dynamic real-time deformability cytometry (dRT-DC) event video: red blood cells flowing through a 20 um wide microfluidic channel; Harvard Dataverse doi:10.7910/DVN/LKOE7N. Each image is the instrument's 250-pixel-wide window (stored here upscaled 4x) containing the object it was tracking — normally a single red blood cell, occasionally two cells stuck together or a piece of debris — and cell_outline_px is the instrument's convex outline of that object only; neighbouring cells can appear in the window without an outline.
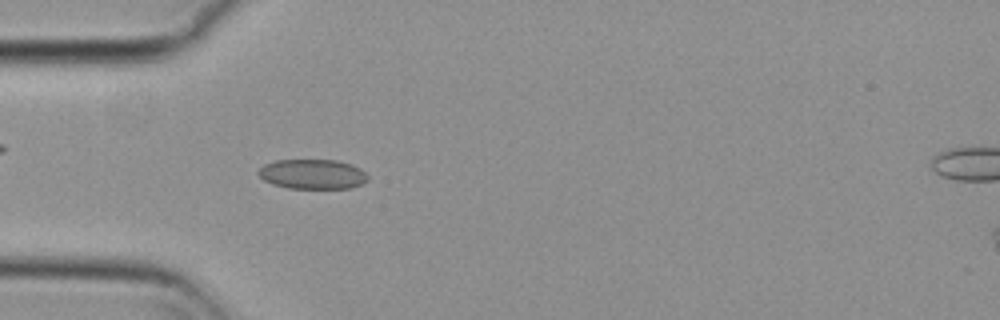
{"species": "common noctule bat (a hibernating species)", "species_latin": "Nyctalus noctula", "temperature_condition": "cold", "stored_images_in_passage": 55, "camera_frame_rate_fps": 3000, "um_per_image_px": 0.085, "animal": {"sex": "female", "body_mass_g": 29.2, "forearm_length_mm": 56.3}, "frame": {"image": 1, "passage_image": 16, "time_ms": 5.0, "image_size_px": [1000, 320], "cell_outline_px": [[368, 180], [352, 188], [288, 188], [272, 184], [264, 180], [256, 172], [264, 164], [276, 160], [336, 160], [352, 164], [360, 168], [368, 176]], "centroid_in_image_um": [26.56, 14.8], "position_along_channel_um": 58.4, "area_um2": 19.02}}
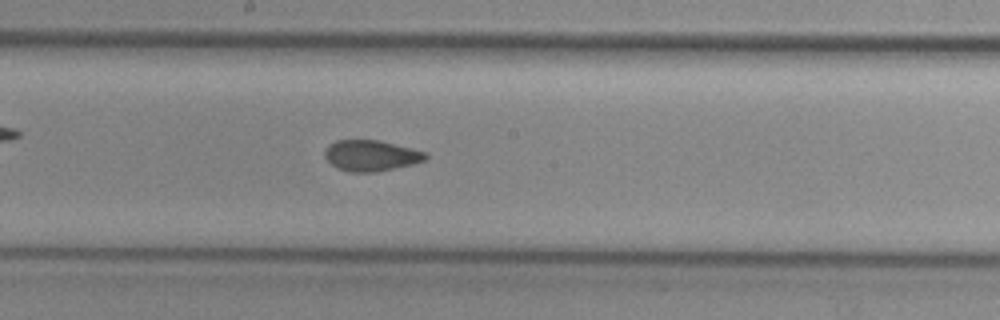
{"frame": {"image": 2, "passage_image": 29, "time_ms": 9.333, "image_size_px": [1000, 320], "cell_outline_px": [[428, 160], [412, 164], [376, 172], [348, 172], [336, 168], [324, 156], [324, 148], [328, 144], [336, 140], [380, 140], [412, 148], [424, 152], [428, 156]], "centroid_in_image_um": [31.52, 13.22], "position_along_channel_um": 216.7, "area_um2": 18.32}}
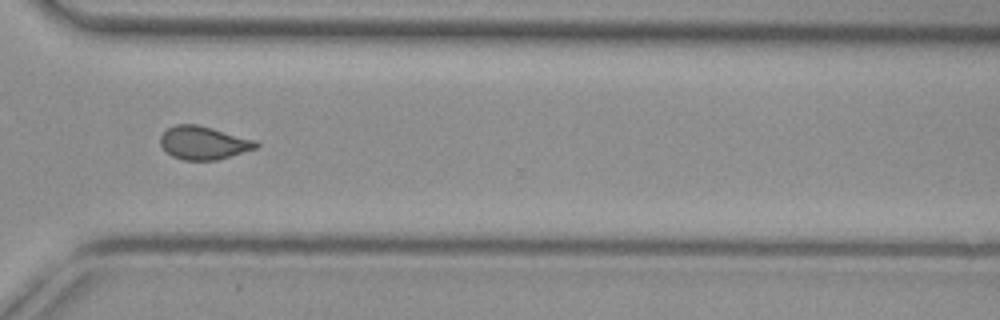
{"frame": {"image": 3, "passage_image": 40, "time_ms": 13.0, "image_size_px": [1000, 320], "cell_outline_px": [[260, 144], [256, 148], [216, 160], [184, 160], [172, 156], [160, 144], [160, 136], [168, 128], [176, 124], [196, 124], [212, 128], [256, 140]], "centroid_in_image_um": [17.3, 12.13], "position_along_channel_um": 353.3, "area_um2": 18.32}, "authors_computed_cell_mechanics": {"area_um2": 18.5538, "velocity_mm_per_s": 3.728, "shape_relaxation_time_tau1_ms": null, "shape_relaxation_time_tau2_ms": 1.9119, "deformation_change_tau1": null, "deformation_change_tau2": 0.0545}}